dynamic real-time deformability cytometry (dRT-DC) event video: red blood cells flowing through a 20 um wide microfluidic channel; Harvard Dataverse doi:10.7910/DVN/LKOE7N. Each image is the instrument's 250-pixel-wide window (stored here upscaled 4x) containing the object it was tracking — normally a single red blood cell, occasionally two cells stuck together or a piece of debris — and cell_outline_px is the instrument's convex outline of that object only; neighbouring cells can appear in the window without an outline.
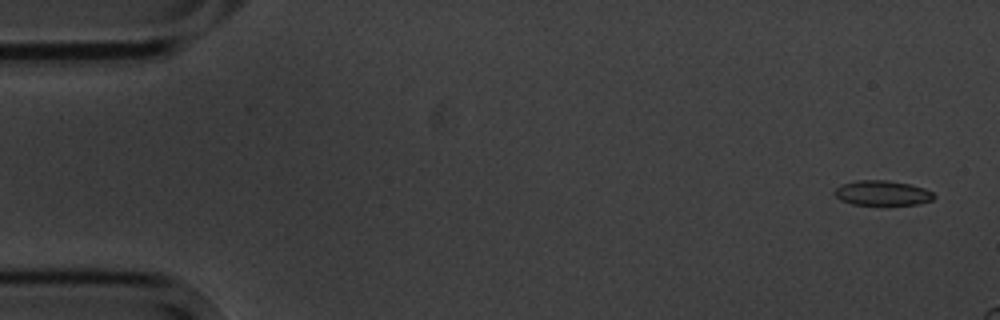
{"species": "common noctule bat (a hibernating species)", "species_latin": "Nyctalus noctula", "temperature_condition": "cold", "stored_images_in_passage": 5, "camera_frame_rate_fps": 3000, "um_per_image_px": 0.085, "animal": {"sex": "male", "body_mass_g": 20.1, "forearm_length_mm": 53.5}, "frame": {"image": 1, "passage_image": 1, "time_ms": 0.0, "image_size_px": [1000, 320], "cell_outline_px": [[936, 196], [932, 200], [916, 204], [852, 204], [840, 200], [832, 192], [836, 188], [844, 184], [856, 180], [888, 180], [908, 184], [924, 188], [932, 192]], "centroid_in_image_um": [74.98, 16.4], "position_along_channel_um": 10.0, "area_um2": 14.22}}